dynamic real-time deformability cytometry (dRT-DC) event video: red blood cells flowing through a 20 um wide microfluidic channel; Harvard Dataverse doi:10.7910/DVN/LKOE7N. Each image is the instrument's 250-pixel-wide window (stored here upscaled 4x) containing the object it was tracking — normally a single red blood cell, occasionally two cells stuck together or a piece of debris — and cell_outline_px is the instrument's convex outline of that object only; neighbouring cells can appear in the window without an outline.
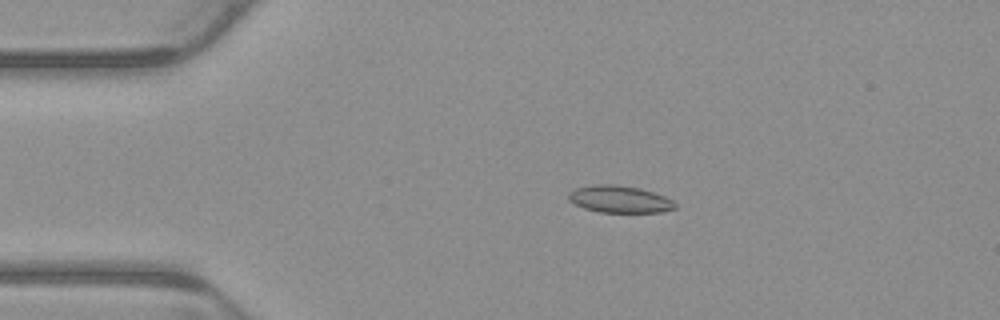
{"species": "common noctule bat (a hibernating species)", "species_latin": "Nyctalus noctula", "temperature_condition": "warm", "stored_images_in_passage": 5, "camera_frame_rate_fps": 3000, "um_per_image_px": 0.085, "animal": {"sex": "male", "body_mass_g": 23.1, "forearm_length_mm": 52.7}, "frame": {"image": 1, "passage_image": 3, "time_ms": 0.667, "image_size_px": [1000, 320], "cell_outline_px": [[676, 208], [664, 212], [600, 212], [584, 208], [568, 200], [568, 192], [576, 188], [592, 184], [616, 184], [640, 188], [664, 196], [672, 200], [676, 204]], "centroid_in_image_um": [52.65, 16.92], "position_along_channel_um": 32.3, "area_um2": 16.88}}
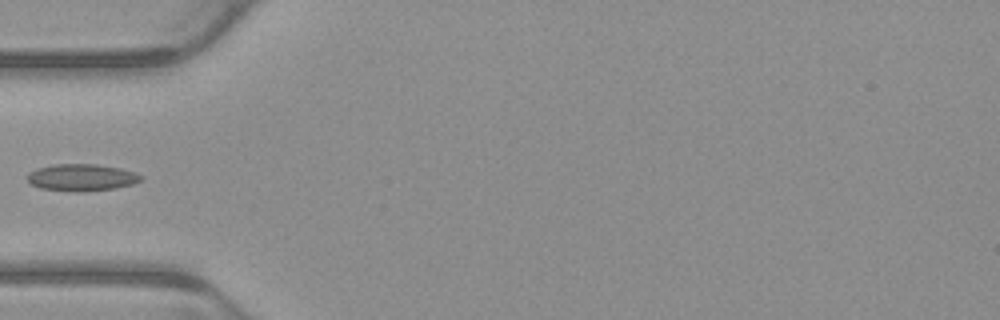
{"frame": {"image": 2, "passage_image": 5, "time_ms": 1.333, "image_size_px": [1000, 320], "cell_outline_px": [[144, 180], [132, 184], [116, 188], [84, 192], [76, 192], [40, 188], [32, 184], [28, 180], [28, 172], [36, 168], [52, 164], [96, 164], [120, 168], [136, 172], [144, 176]], "centroid_in_image_um": [6.98, 15.08], "position_along_channel_um": 78.0, "area_um2": 18.09}}